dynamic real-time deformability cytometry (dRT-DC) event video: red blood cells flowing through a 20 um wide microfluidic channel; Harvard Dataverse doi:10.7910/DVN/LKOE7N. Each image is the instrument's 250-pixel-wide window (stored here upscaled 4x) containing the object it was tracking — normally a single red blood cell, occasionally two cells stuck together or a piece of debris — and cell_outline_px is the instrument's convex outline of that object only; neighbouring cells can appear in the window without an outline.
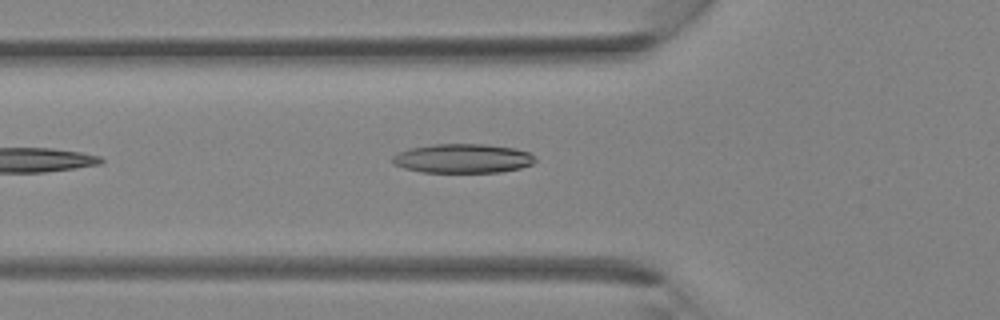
{"species": "Egyptian fruit bat (a non-hibernating species)", "species_latin": "Rousettus aegyptiacus", "temperature_condition": "room temperature", "stored_images_in_passage": 8, "camera_frame_rate_fps": 3000, "um_per_image_px": 0.085, "animal": {"sex": "female"}, "frame": {"image": 1, "passage_image": 4, "time_ms": 1.0, "image_size_px": [1000, 320], "cell_outline_px": [[536, 160], [532, 164], [520, 168], [500, 172], [420, 172], [404, 168], [392, 164], [392, 156], [408, 148], [432, 144], [484, 144], [516, 148], [528, 152]], "centroid_in_image_um": [39.3, 13.46], "position_along_channel_um": 86.5, "area_um2": 24.33}}